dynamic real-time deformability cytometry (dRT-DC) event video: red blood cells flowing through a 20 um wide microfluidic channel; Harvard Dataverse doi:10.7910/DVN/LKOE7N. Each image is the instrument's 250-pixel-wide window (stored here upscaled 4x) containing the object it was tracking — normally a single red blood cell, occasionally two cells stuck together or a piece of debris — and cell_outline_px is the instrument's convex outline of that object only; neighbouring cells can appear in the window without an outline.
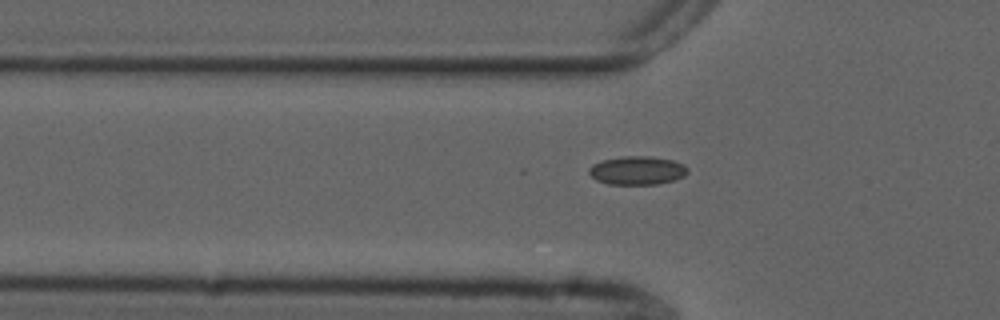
{"species": "common noctule bat (a hibernating species)", "species_latin": "Nyctalus noctula", "temperature_condition": "cold", "stored_images_in_passage": 21, "camera_frame_rate_fps": 3000, "um_per_image_px": 0.085, "animal": {"sex": "male", "forearm_length_mm": 52.5}, "frame": {"image": 1, "passage_image": 5, "time_ms": 1.333, "image_size_px": [1000, 320], "cell_outline_px": [[688, 172], [684, 176], [676, 180], [656, 184], [608, 184], [596, 180], [588, 172], [588, 168], [592, 164], [604, 160], [624, 156], [652, 156], [672, 160], [684, 164], [688, 168]], "centroid_in_image_um": [54.18, 14.49], "position_along_channel_um": 71.6, "area_um2": 16.47}}
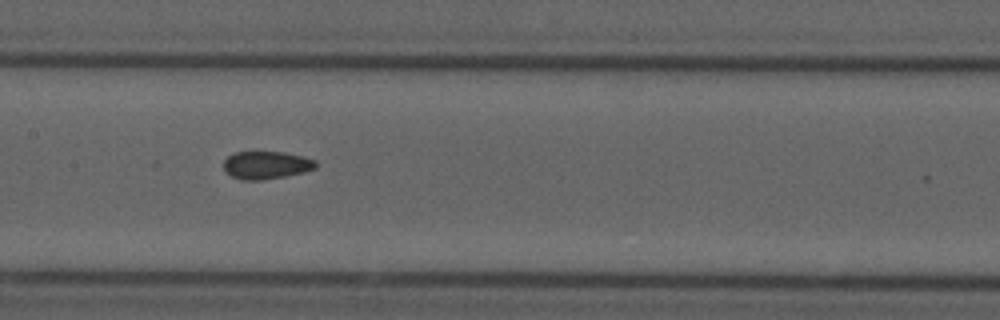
{"frame": {"image": 2, "passage_image": 14, "time_ms": 4.333, "image_size_px": [1000, 320], "cell_outline_px": [[316, 168], [304, 172], [284, 176], [260, 180], [240, 180], [232, 176], [224, 168], [224, 160], [228, 156], [236, 152], [284, 152], [304, 156], [316, 160]], "centroid_in_image_um": [22.65, 14.03], "position_along_channel_um": 184.7, "area_um2": 14.85}}
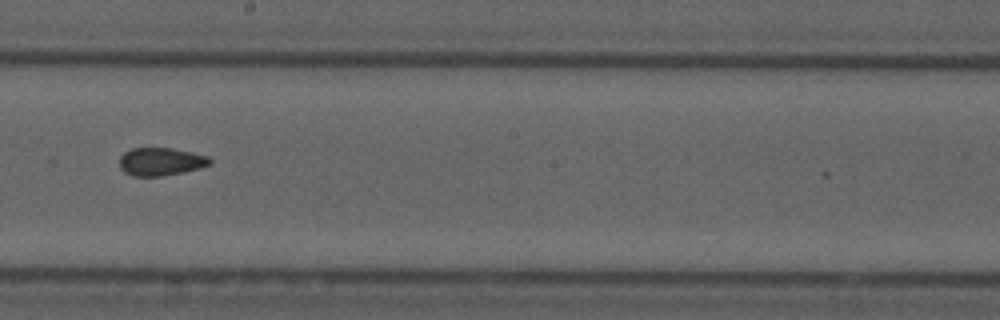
{"frame": {"image": 3, "passage_image": 18, "time_ms": 5.667, "image_size_px": [1000, 320], "cell_outline_px": [[212, 164], [200, 168], [160, 176], [132, 176], [124, 172], [120, 168], [120, 156], [124, 152], [132, 148], [172, 148], [192, 152], [208, 156], [212, 160]], "centroid_in_image_um": [13.67, 13.73], "position_along_channel_um": 234.5, "area_um2": 14.74}}